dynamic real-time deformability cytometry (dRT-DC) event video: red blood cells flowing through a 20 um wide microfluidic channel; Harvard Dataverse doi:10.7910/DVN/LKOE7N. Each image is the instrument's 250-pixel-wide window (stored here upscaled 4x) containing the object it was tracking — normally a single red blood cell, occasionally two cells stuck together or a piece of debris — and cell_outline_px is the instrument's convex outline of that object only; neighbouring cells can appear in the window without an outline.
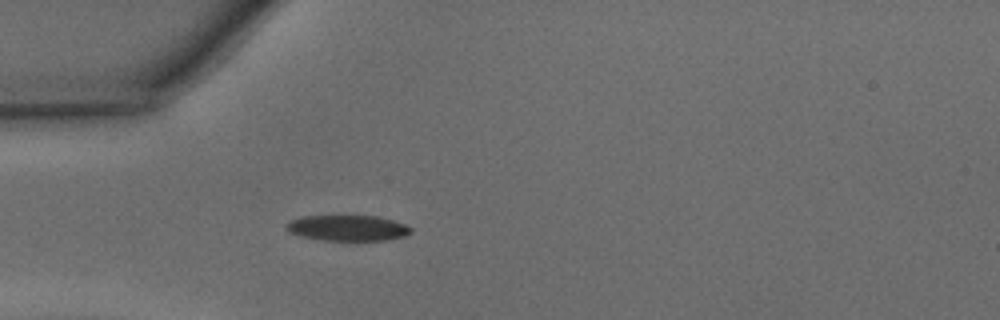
{"species": "common noctule bat (a hibernating species)", "species_latin": "Nyctalus noctula", "temperature_condition": "warm", "stored_images_in_passage": 13, "camera_frame_rate_fps": 3000, "um_per_image_px": 0.085, "animal": {"sex": "male", "body_mass_g": 15.6}, "frame": {"image": 1, "passage_image": 1, "time_ms": 0.0, "image_size_px": [1000, 320], "cell_outline_px": [[412, 232], [404, 236], [384, 240], [324, 240], [300, 236], [288, 232], [284, 228], [284, 224], [292, 220], [304, 216], [380, 216], [404, 224], [412, 228]], "centroid_in_image_um": [29.52, 19.38], "position_along_channel_um": 55.5, "area_um2": 18.61}}
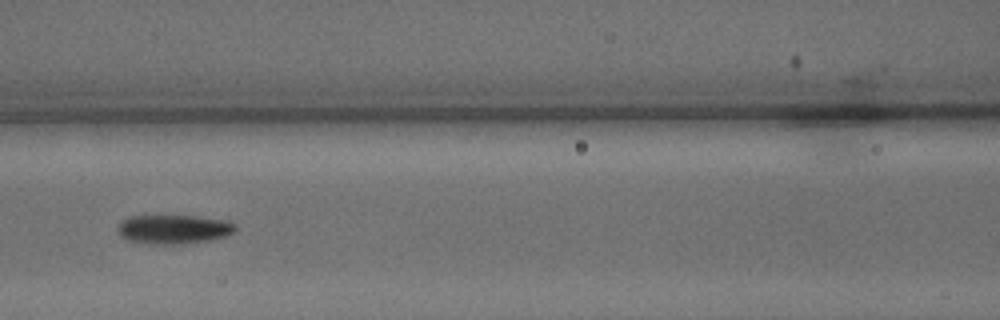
{"frame": {"image": 2, "passage_image": 8, "time_ms": 2.333, "image_size_px": [1000, 320], "cell_outline_px": [[236, 232], [228, 236], [212, 240], [184, 244], [148, 244], [128, 240], [120, 236], [116, 228], [128, 216], [192, 216], [224, 220], [236, 224]], "centroid_in_image_um": [14.79, 19.5], "position_along_channel_um": 151.8, "area_um2": 20.11}}
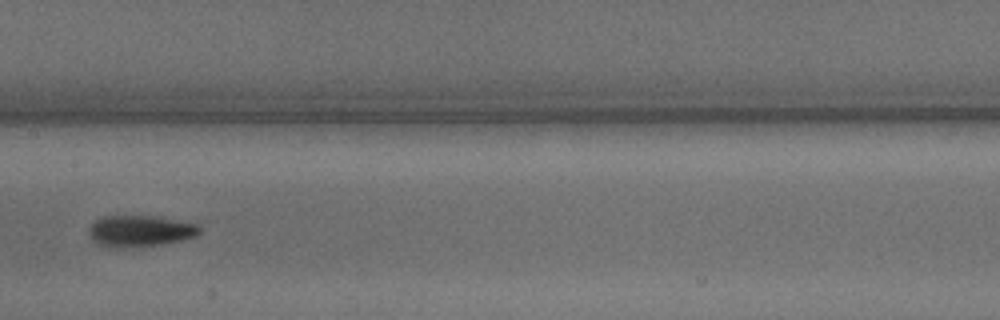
{"frame": {"image": 3, "passage_image": 11, "time_ms": 3.333, "image_size_px": [1000, 320], "cell_outline_px": [[200, 232], [196, 236], [180, 240], [160, 244], [120, 248], [116, 248], [96, 244], [88, 236], [88, 228], [96, 220], [104, 216], [152, 216], [200, 224]], "centroid_in_image_um": [11.87, 19.64], "position_along_channel_um": 195.5, "area_um2": 20.17}}